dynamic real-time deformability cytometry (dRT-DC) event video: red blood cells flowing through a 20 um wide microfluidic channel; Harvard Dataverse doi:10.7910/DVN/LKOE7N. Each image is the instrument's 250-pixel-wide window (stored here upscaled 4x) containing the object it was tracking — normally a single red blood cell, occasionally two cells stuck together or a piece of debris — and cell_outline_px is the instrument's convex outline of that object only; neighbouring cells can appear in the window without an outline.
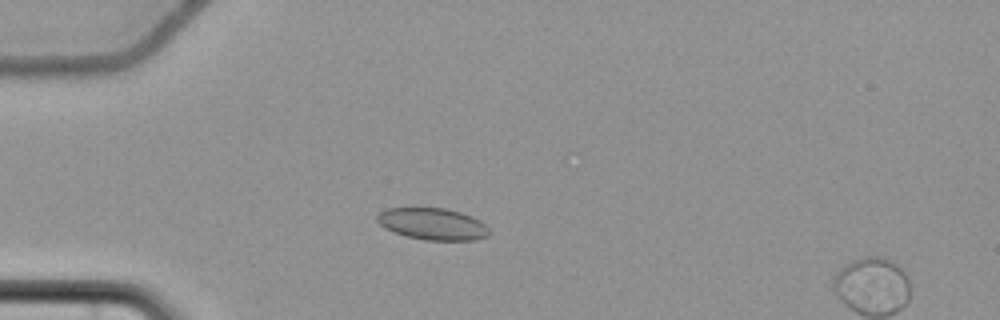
{"species": "common noctule bat (a hibernating species)", "species_latin": "Nyctalus noctula", "temperature_condition": "cold", "stored_images_in_passage": 8, "segment_of_instrument_passage": [1, 2], "camera_frame_rate_fps": 3000, "um_per_image_px": 0.085, "animal": {"sex": "female", "body_mass_g": 22.7, "forearm_length_mm": 54.2}, "frame": {"image": 1, "passage_image": 5, "time_ms": 1.333, "image_size_px": [1000, 320], "cell_outline_px": [[488, 236], [472, 240], [424, 240], [404, 236], [384, 228], [376, 220], [376, 216], [380, 212], [388, 208], [416, 204], [448, 208], [472, 216], [480, 220], [488, 228]], "centroid_in_image_um": [36.7, 18.97], "position_along_channel_um": 48.3, "area_um2": 21.68}}